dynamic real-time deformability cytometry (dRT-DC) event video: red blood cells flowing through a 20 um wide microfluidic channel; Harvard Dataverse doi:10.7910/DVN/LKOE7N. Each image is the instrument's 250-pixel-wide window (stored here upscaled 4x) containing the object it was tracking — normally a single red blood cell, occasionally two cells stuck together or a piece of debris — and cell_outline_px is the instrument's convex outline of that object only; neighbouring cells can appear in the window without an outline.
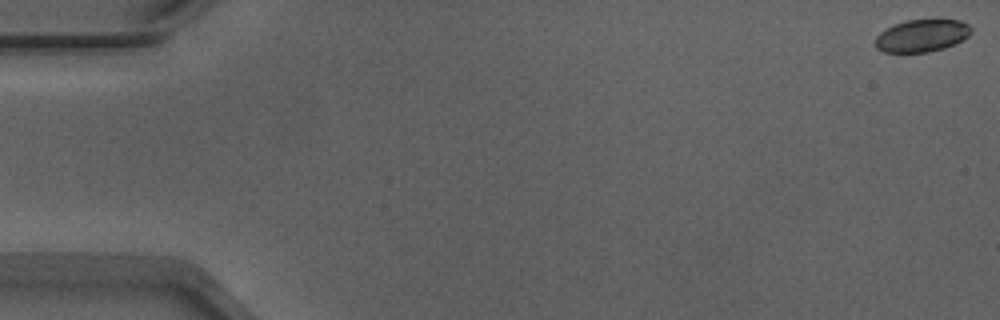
{"species": "Egyptian fruit bat (a non-hibernating species)", "species_latin": "Rousettus aegyptiacus", "temperature_condition": "warm", "stored_images_in_passage": 7, "camera_frame_rate_fps": 3000, "um_per_image_px": 0.085, "animal": {"sex": "male"}, "frame": {"image": 1, "passage_image": 1, "time_ms": 0.0, "image_size_px": [1000, 320], "cell_outline_px": [[972, 32], [964, 40], [944, 48], [928, 52], [884, 52], [876, 48], [876, 36], [880, 32], [904, 20], [940, 16], [960, 20], [968, 24], [972, 28]], "centroid_in_image_um": [78.43, 2.97], "position_along_channel_um": 6.6, "area_um2": 18.84}}